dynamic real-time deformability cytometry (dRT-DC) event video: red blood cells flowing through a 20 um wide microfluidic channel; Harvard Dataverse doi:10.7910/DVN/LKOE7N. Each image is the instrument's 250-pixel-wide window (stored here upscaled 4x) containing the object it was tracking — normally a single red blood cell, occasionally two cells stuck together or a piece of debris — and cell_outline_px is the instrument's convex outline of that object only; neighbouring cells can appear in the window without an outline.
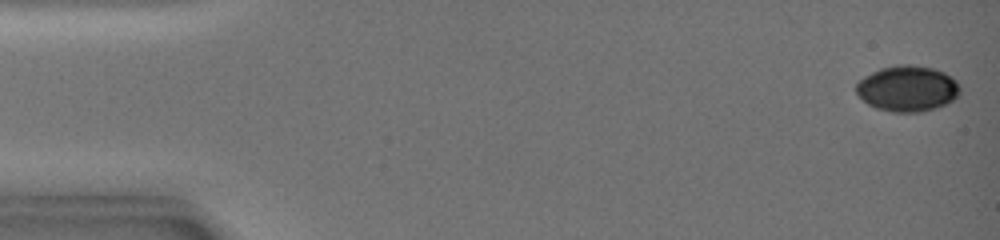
{"species": "common noctule bat (a hibernating species)", "species_latin": "Nyctalus noctula", "temperature_condition": "warm", "stored_images_in_passage": 2, "camera_frame_rate_fps": 3000, "um_per_image_px": 0.085, "animal": {"sex": "female", "body_mass_g": 19.0, "forearm_length_mm": 51.5}, "frame": {"image": 1, "passage_image": 1, "time_ms": 0.0, "image_size_px": [1000, 240], "cell_outline_px": [[960, 96], [936, 108], [920, 112], [892, 112], [876, 108], [868, 104], [856, 92], [856, 84], [864, 76], [880, 68], [896, 64], [912, 64], [932, 68], [944, 72], [956, 80], [960, 88]], "centroid_in_image_um": [77.14, 7.52], "position_along_channel_um": 7.9, "area_um2": 27.8}}